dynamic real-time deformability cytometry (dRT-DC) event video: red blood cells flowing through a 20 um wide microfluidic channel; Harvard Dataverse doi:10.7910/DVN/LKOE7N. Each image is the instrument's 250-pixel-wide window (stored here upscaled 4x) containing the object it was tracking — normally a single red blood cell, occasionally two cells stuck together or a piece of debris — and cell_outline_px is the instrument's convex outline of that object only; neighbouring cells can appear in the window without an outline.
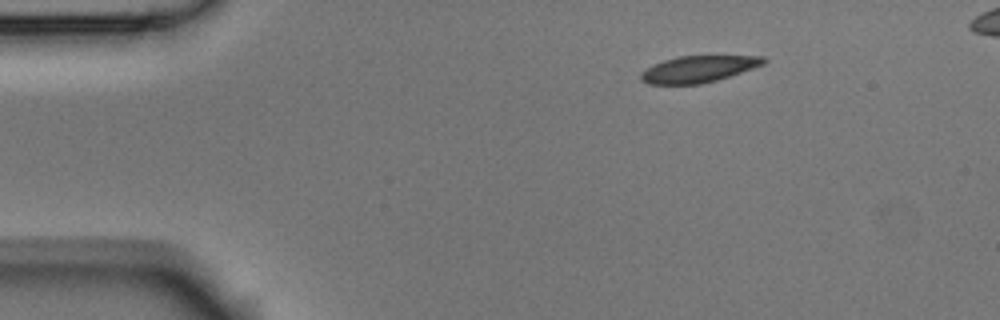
{"species": "Egyptian fruit bat (a non-hibernating species)", "species_latin": "Rousettus aegyptiacus", "temperature_condition": "room temperature", "stored_images_in_passage": 4, "segment_of_instrument_passage": [1, 2], "camera_frame_rate_fps": 3000, "um_per_image_px": 0.085, "animal": {"sex": "male"}, "frame": {"image": 1, "passage_image": 1, "time_ms": 0.0, "image_size_px": [1000, 320], "cell_outline_px": [[768, 60], [764, 64], [716, 80], [700, 84], [648, 84], [640, 80], [640, 72], [664, 60], [680, 56], [764, 56]], "centroid_in_image_um": [59.35, 5.87], "position_along_channel_um": 25.6, "area_um2": 18.73}}